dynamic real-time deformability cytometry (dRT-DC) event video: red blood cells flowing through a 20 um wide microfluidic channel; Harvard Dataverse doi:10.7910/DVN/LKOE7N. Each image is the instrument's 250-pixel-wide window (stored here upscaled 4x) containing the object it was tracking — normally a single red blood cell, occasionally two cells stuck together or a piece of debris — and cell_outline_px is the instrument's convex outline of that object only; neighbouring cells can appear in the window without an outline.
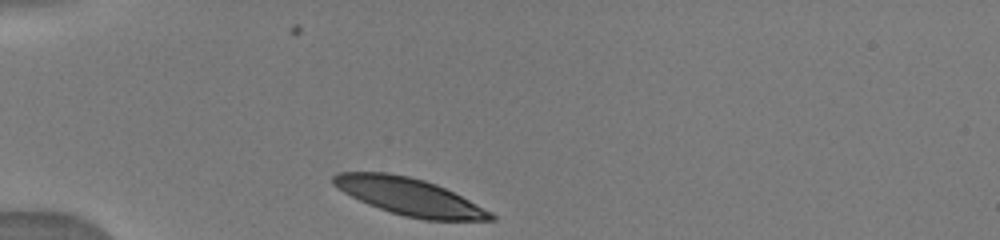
{"species": "human", "species_latin": "Homo sapiens", "temperature_condition": "warm", "stored_images_in_passage": 57, "camera_frame_rate_fps": 3000, "um_per_image_px": 0.085, "donor": {"sex": "male"}, "frame": {"image": 1, "passage_image": 1, "time_ms": 0.0, "image_size_px": [1000, 240], "cell_outline_px": [[496, 220], [424, 220], [404, 216], [368, 204], [344, 192], [332, 184], [332, 176], [336, 172], [388, 172], [408, 176], [424, 180], [436, 184], [492, 212], [496, 216]], "centroid_in_image_um": [34.78, 16.71], "position_along_channel_um": 50.2, "area_um2": 33.76}}
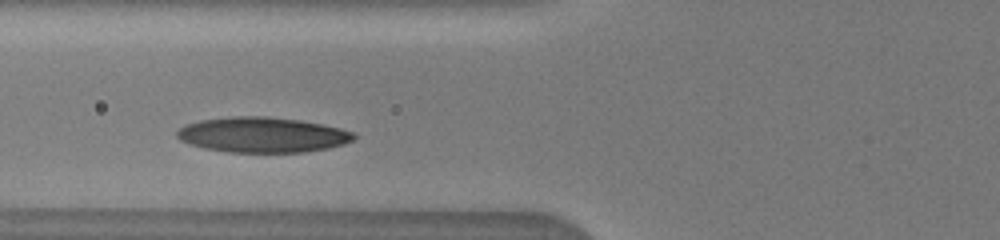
{"frame": {"image": 2, "passage_image": 11, "time_ms": 2.0, "image_size_px": [1000, 240], "cell_outline_px": [[356, 136], [352, 140], [344, 144], [328, 148], [304, 152], [228, 152], [204, 148], [180, 140], [176, 136], [176, 132], [184, 124], [200, 120], [232, 116], [268, 116], [300, 120], [340, 128], [356, 132]], "centroid_in_image_um": [22.31, 11.45], "position_along_channel_um": 103.5, "area_um2": 36.41}}
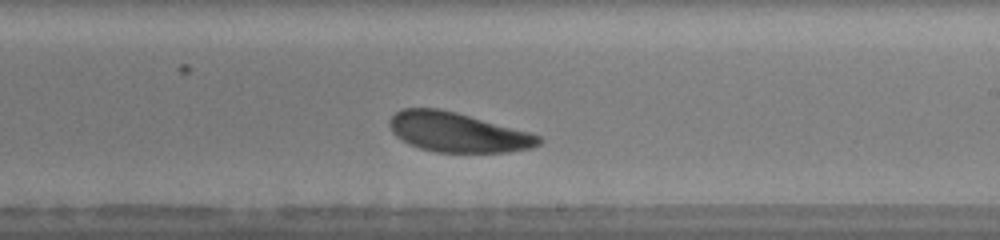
{"frame": {"image": 3, "passage_image": 30, "time_ms": 5.667, "image_size_px": [1000, 240], "cell_outline_px": [[544, 140], [540, 144], [532, 148], [508, 152], [436, 152], [420, 148], [408, 144], [396, 136], [392, 132], [388, 124], [388, 120], [396, 112], [404, 108], [440, 108], [456, 112], [528, 132], [540, 136]], "centroid_in_image_um": [38.87, 11.25], "position_along_channel_um": 250.1, "area_um2": 34.39}}